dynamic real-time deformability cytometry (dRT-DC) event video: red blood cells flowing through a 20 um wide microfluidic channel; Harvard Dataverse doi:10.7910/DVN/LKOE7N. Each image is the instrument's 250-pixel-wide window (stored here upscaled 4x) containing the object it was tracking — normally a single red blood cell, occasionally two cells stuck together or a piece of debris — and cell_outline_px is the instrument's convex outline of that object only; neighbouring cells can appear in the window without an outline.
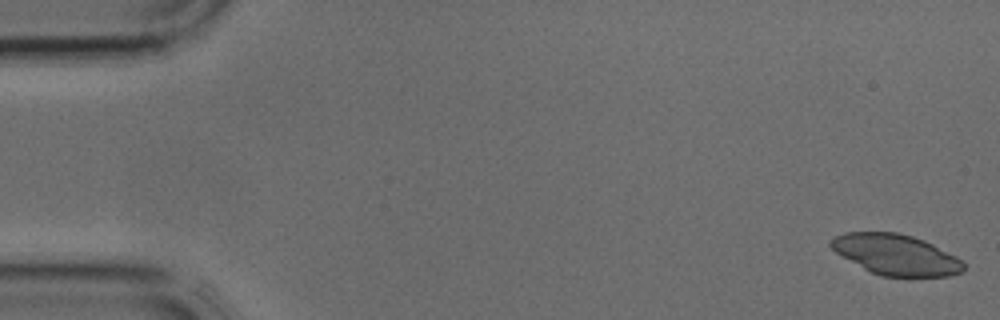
{"species": "common noctule bat (a hibernating species)", "species_latin": "Nyctalus noctula", "temperature_condition": "cold", "stored_images_in_passage": 5, "camera_frame_rate_fps": 3000, "um_per_image_px": 0.085, "animal": {"sex": "male", "body_mass_g": 17.9, "forearm_length_mm": 54.2}, "frame": {"image": 1, "passage_image": 1, "time_ms": 0.0, "image_size_px": [1000, 320], "cell_outline_px": [[964, 272], [948, 276], [908, 280], [880, 276], [864, 268], [836, 252], [828, 244], [832, 236], [844, 232], [900, 232], [924, 240], [964, 260]], "centroid_in_image_um": [76.2, 21.69], "position_along_channel_um": 8.8, "area_um2": 32.37}}